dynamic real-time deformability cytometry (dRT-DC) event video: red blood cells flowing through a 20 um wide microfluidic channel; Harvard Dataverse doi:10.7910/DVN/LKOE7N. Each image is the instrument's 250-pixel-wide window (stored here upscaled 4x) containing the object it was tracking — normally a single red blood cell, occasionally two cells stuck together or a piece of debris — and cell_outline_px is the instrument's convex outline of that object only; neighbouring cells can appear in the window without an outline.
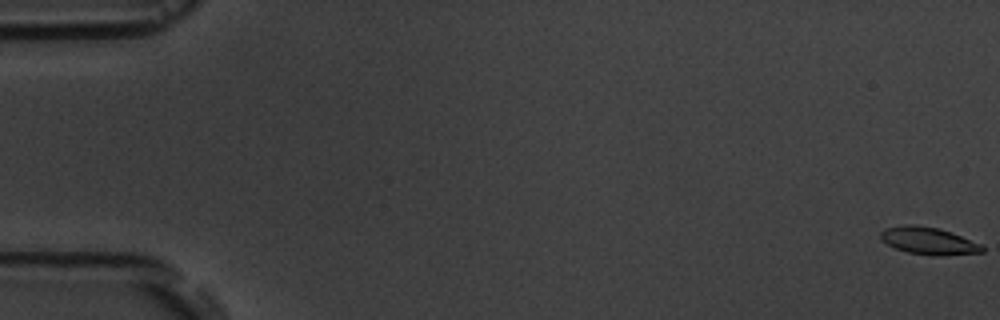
{"species": "common noctule bat (a hibernating species)", "species_latin": "Nyctalus noctula", "temperature_condition": "room temperature", "stored_images_in_passage": 5, "camera_frame_rate_fps": 3000, "um_per_image_px": 0.085, "animal": {"sex": "male", "body_mass_g": 19.5, "forearm_length_mm": 54.6}, "frame": {"image": 1, "passage_image": 1, "time_ms": 0.0, "image_size_px": [1000, 320], "cell_outline_px": [[984, 252], [936, 256], [932, 256], [908, 252], [896, 248], [880, 240], [880, 232], [884, 228], [904, 224], [916, 224], [936, 228], [960, 236], [980, 244], [984, 248]], "centroid_in_image_um": [78.87, 20.47], "position_along_channel_um": 6.1, "area_um2": 16.01}}
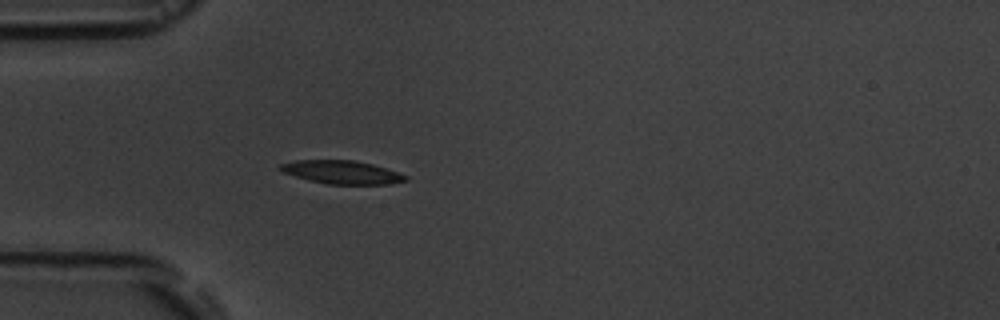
{"frame": {"image": 2, "passage_image": 5, "time_ms": 5.667, "image_size_px": [1000, 320], "cell_outline_px": [[408, 180], [388, 184], [328, 184], [308, 180], [284, 172], [280, 168], [280, 164], [296, 160], [352, 160], [372, 164], [408, 176]], "centroid_in_image_um": [29.06, 14.64], "position_along_channel_um": 55.9, "area_um2": 16.7}}